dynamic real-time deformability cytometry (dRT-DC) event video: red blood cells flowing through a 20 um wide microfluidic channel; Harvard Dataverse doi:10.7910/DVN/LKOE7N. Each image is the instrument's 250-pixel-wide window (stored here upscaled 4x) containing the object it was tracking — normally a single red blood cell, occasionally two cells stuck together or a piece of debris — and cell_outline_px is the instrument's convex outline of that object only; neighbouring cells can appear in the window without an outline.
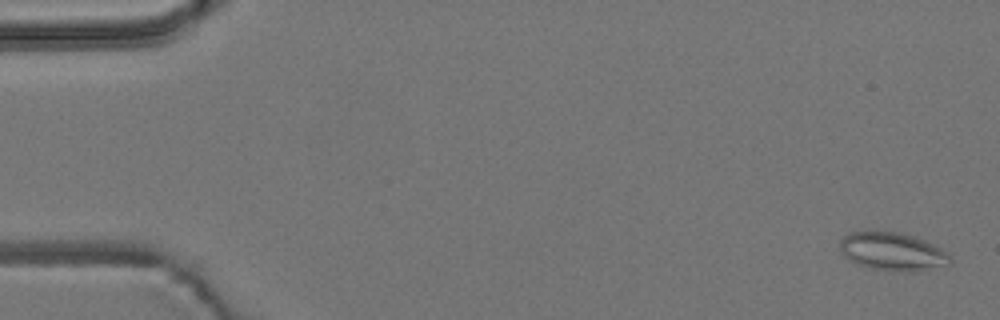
{"species": "common noctule bat (a hibernating species)", "species_latin": "Nyctalus noctula", "temperature_condition": "room temperature", "stored_images_in_passage": 4, "camera_frame_rate_fps": 3000, "um_per_image_px": 0.085, "animal": {"sex": "male", "body_mass_g": 19.2, "forearm_length_mm": 51.8}, "frame": {"image": 1, "passage_image": 1, "time_ms": 0.0, "image_size_px": [1000, 320], "cell_outline_px": [[952, 264], [908, 272], [900, 272], [872, 268], [856, 264], [848, 260], [844, 256], [840, 248], [840, 240], [848, 232], [900, 232], [924, 240], [948, 252], [952, 256]], "centroid_in_image_um": [75.87, 21.39], "position_along_channel_um": 9.1, "area_um2": 24.45}}